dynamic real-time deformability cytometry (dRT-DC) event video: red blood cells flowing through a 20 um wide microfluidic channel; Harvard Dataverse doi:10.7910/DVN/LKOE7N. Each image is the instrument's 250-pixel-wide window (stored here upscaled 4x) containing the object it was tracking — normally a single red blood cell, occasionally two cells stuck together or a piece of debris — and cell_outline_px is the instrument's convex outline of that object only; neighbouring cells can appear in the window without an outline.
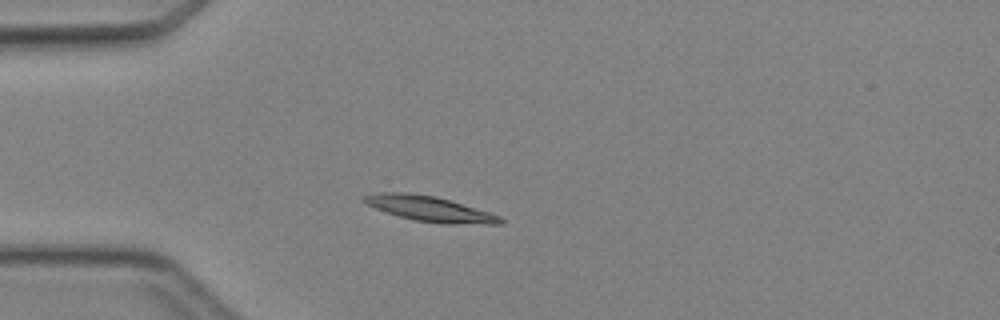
{"species": "Egyptian fruit bat (a non-hibernating species)", "species_latin": "Rousettus aegyptiacus", "temperature_condition": "cold", "stored_images_in_passage": 3, "camera_frame_rate_fps": 3000, "um_per_image_px": 0.085, "animal": {"sex": "female"}, "frame": {"image": 1, "passage_image": 3, "time_ms": 2.667, "image_size_px": [1000, 320], "cell_outline_px": [[504, 220], [500, 224], [448, 224], [416, 220], [400, 216], [376, 208], [368, 204], [364, 200], [364, 196], [380, 192], [408, 192], [436, 196], [488, 212], [500, 216]], "centroid_in_image_um": [36.56, 17.74], "position_along_channel_um": 48.4, "area_um2": 19.59}}